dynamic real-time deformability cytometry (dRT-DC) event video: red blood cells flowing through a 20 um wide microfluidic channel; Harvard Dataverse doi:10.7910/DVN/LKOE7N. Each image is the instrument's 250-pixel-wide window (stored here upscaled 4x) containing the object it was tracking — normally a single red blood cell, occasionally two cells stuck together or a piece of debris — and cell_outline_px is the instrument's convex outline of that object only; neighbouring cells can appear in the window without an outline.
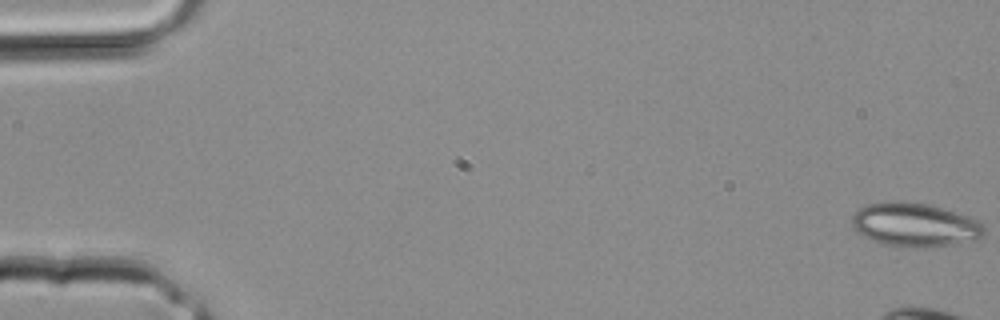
{"species": "common noctule bat (a hibernating species)", "species_latin": "Nyctalus noctula", "temperature_condition": "room temperature", "stored_images_in_passage": 8, "camera_frame_rate_fps": 3000, "um_per_image_px": 0.085, "animal": {"sex": "male", "body_mass_g": 20.4}, "frame": {"image": 1, "passage_image": 1, "time_ms": 0.0, "image_size_px": [1000, 320], "cell_outline_px": [[984, 232], [980, 236], [952, 244], [932, 248], [912, 248], [884, 244], [872, 240], [864, 236], [852, 224], [852, 216], [860, 208], [868, 204], [884, 200], [896, 200], [928, 204], [968, 216], [976, 220], [984, 228]], "centroid_in_image_um": [77.7, 19.09], "position_along_channel_um": 7.3, "area_um2": 33.35}}